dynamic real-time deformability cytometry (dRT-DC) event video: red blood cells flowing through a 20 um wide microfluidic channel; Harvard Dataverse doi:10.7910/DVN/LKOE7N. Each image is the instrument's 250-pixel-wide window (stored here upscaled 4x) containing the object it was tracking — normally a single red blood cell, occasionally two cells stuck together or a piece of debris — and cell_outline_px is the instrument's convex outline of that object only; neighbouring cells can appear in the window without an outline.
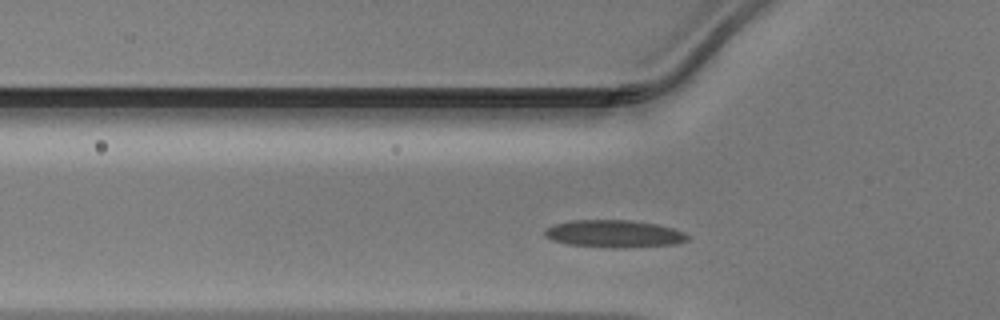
{"species": "Egyptian fruit bat (a non-hibernating species)", "species_latin": "Rousettus aegyptiacus", "temperature_condition": "warm", "stored_images_in_passage": 30, "camera_frame_rate_fps": 3000, "um_per_image_px": 0.085, "animal": {"sex": "male"}, "frame": {"image": 1, "passage_image": 7, "time_ms": 2.0, "image_size_px": [1000, 320], "cell_outline_px": [[688, 240], [676, 244], [624, 248], [612, 248], [568, 244], [552, 240], [544, 236], [544, 228], [556, 224], [572, 220], [628, 220], [656, 224], [672, 228], [684, 232], [688, 236]], "centroid_in_image_um": [52.18, 19.87], "position_along_channel_um": 73.6, "area_um2": 22.83}}
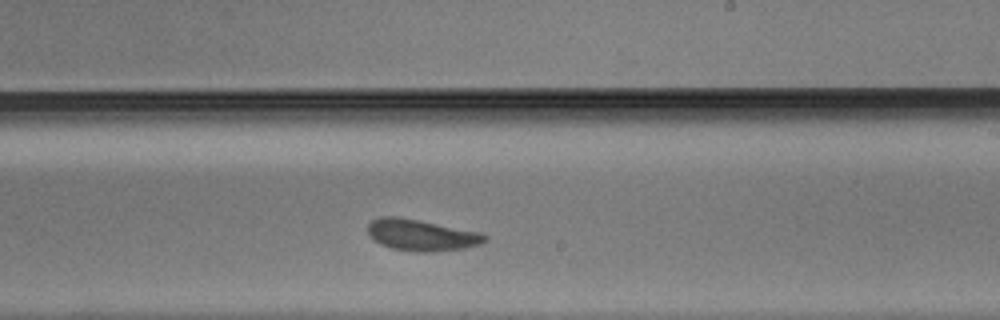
{"frame": {"image": 2, "passage_image": 20, "time_ms": 6.333, "image_size_px": [1000, 320], "cell_outline_px": [[488, 240], [480, 244], [464, 248], [436, 252], [416, 252], [392, 248], [380, 244], [372, 240], [368, 236], [368, 224], [372, 220], [380, 216], [396, 216], [420, 220], [480, 232], [488, 236]], "centroid_in_image_um": [35.8, 19.98], "position_along_channel_um": 253.2, "area_um2": 21.68}}
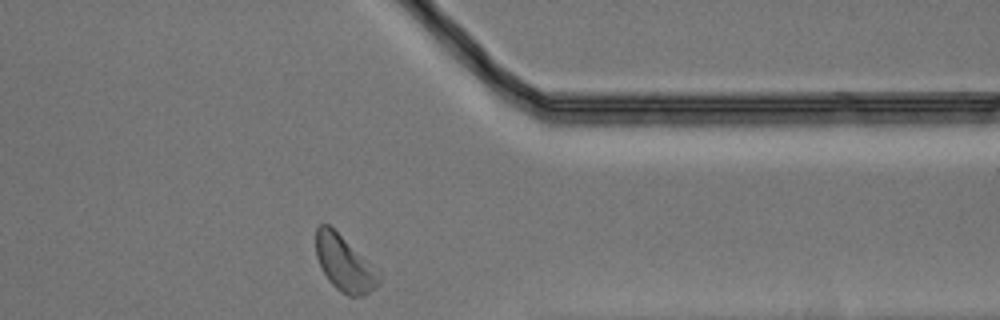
{"frame": {"image": 3, "passage_image": 30, "time_ms": 9.667, "image_size_px": [1000, 320], "cell_outline_px": [[380, 284], [376, 288], [364, 296], [348, 296], [340, 292], [328, 280], [320, 268], [316, 256], [316, 228], [320, 224], [328, 224], [380, 268]], "centroid_in_image_um": [29.33, 22.41], "position_along_channel_um": 382.1, "area_um2": 21.1}}